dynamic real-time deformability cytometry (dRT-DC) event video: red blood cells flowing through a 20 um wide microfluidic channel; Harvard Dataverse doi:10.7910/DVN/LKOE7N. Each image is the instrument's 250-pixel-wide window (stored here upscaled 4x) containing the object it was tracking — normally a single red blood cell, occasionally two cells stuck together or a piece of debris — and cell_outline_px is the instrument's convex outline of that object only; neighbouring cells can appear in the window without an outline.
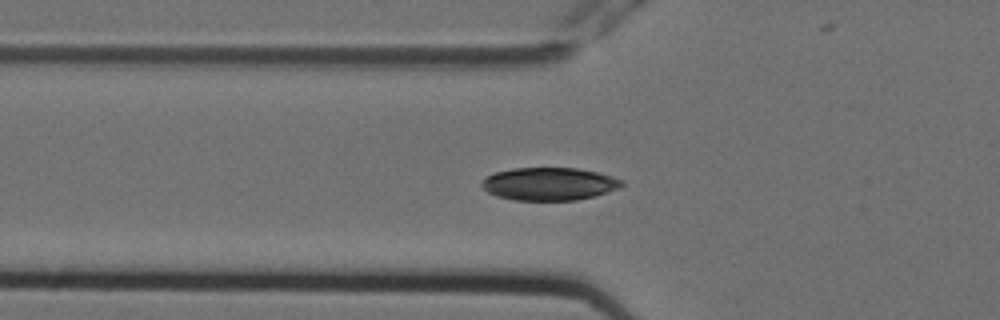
{"species": "Egyptian fruit bat (a non-hibernating species)", "species_latin": "Rousettus aegyptiacus", "temperature_condition": "cold", "stored_images_in_passage": 3, "camera_frame_rate_fps": 3000, "um_per_image_px": 0.085, "animal": {"sex": "female"}, "frame": {"image": 1, "passage_image": 3, "time_ms": 0.667, "image_size_px": [1000, 320], "cell_outline_px": [[624, 184], [620, 188], [592, 196], [576, 200], [512, 200], [496, 196], [488, 192], [480, 184], [480, 180], [496, 172], [512, 168], [576, 168], [596, 172], [612, 176], [624, 180]], "centroid_in_image_um": [46.66, 15.63], "position_along_channel_um": 79.1, "area_um2": 26.76}}